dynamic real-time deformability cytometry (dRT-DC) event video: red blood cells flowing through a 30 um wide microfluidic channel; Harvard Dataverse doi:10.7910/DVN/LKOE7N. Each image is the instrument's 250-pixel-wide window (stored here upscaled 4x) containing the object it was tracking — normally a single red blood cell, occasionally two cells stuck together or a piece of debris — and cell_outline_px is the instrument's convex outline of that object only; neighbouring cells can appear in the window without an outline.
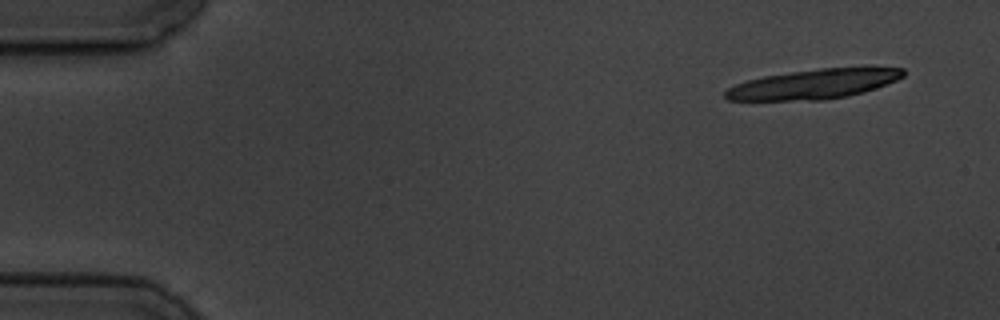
{"species": "common noctule bat (a hibernating species)", "species_latin": "Nyctalus noctula", "temperature_condition": "cold", "stored_images_in_passage": 5, "camera_frame_rate_fps": 3000, "um_per_image_px": 0.085, "animal": {"sex": "male", "body_mass_g": 19.5, "forearm_length_mm": 54.6}, "frame": {"image": 1, "passage_image": 1, "time_ms": 0.0, "image_size_px": [1000, 320], "cell_outline_px": [[904, 76], [896, 80], [876, 88], [864, 92], [848, 96], [824, 100], [728, 100], [724, 96], [724, 92], [728, 88], [736, 84], [748, 80], [764, 76], [820, 68], [864, 64], [872, 64], [904, 68]], "centroid_in_image_um": [69.33, 7.1], "position_along_channel_um": 15.7, "area_um2": 31.73}}